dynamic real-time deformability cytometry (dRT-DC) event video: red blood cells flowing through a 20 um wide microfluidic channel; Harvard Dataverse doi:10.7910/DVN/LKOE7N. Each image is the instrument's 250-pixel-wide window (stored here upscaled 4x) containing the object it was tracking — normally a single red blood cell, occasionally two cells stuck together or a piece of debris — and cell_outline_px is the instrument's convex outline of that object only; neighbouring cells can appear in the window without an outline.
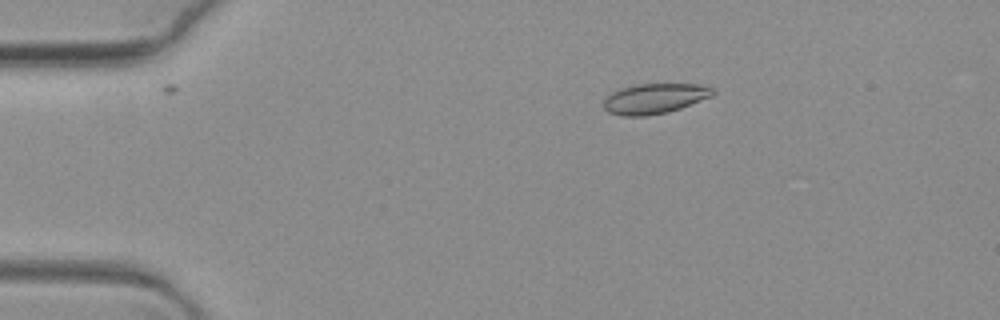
{"species": "common noctule bat (a hibernating species)", "species_latin": "Nyctalus noctula", "temperature_condition": "warm", "stored_images_in_passage": 9, "camera_frame_rate_fps": 3000, "um_per_image_px": 0.085, "animal": {"sex": "female", "body_mass_g": 19.3, "forearm_length_mm": 54.1}, "frame": {"image": 1, "passage_image": 4, "time_ms": 1.0, "image_size_px": [1000, 320], "cell_outline_px": [[716, 92], [712, 96], [680, 108], [668, 112], [644, 116], [620, 116], [608, 112], [604, 108], [604, 100], [612, 92], [620, 88], [636, 84], [700, 84], [716, 88]], "centroid_in_image_um": [55.66, 8.37], "position_along_channel_um": 29.3, "area_um2": 19.31}}
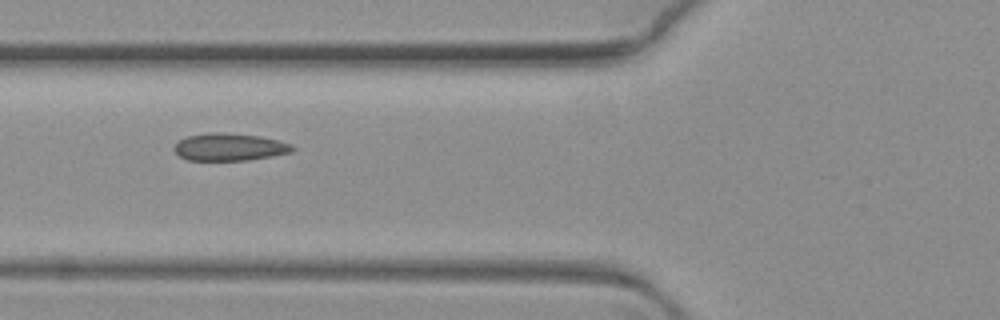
{"frame": {"image": 2, "passage_image": 7, "time_ms": 2.0, "image_size_px": [1000, 320], "cell_outline_px": [[296, 148], [292, 152], [272, 156], [248, 160], [188, 160], [180, 156], [172, 148], [180, 140], [188, 136], [208, 132], [220, 132], [260, 136], [292, 144]], "centroid_in_image_um": [19.52, 12.49], "position_along_channel_um": 106.3, "area_um2": 18.84}}
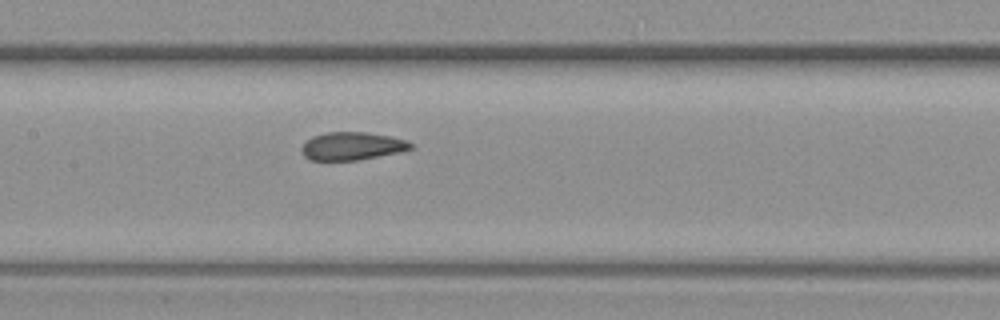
{"frame": {"image": 3, "passage_image": 9, "time_ms": 2.667, "image_size_px": [1000, 320], "cell_outline_px": [[412, 148], [404, 152], [360, 160], [312, 160], [304, 156], [300, 148], [312, 136], [328, 132], [364, 132], [388, 136], [408, 140], [412, 144]], "centroid_in_image_um": [29.96, 12.43], "position_along_channel_um": 177.4, "area_um2": 17.86}}